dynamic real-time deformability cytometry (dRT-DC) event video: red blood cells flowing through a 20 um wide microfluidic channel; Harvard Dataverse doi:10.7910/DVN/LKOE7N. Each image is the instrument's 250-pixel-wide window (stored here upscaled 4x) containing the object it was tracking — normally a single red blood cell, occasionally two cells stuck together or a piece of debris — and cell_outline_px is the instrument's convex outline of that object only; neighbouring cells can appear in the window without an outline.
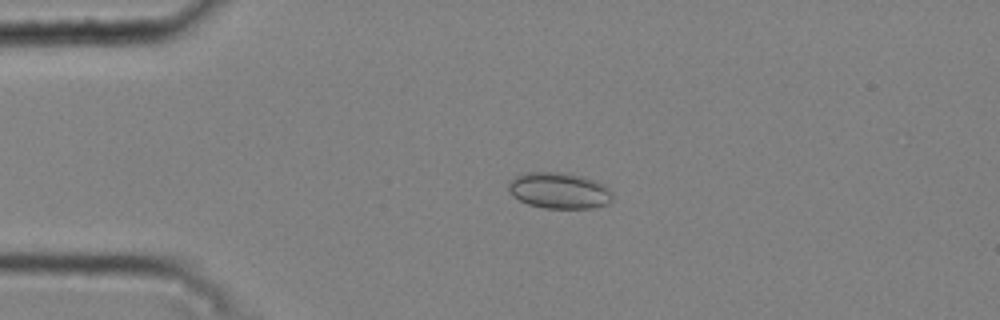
{"species": "common noctule bat (a hibernating species)", "species_latin": "Nyctalus noctula", "temperature_condition": "cold", "stored_images_in_passage": 50, "camera_frame_rate_fps": 3000, "um_per_image_px": 0.085, "animal": {"sex": "male", "body_mass_g": 20.4}, "frame": {"image": 1, "passage_image": 11, "time_ms": 3.333, "image_size_px": [1000, 320], "cell_outline_px": [[612, 200], [608, 204], [592, 208], [544, 208], [528, 204], [512, 196], [508, 192], [508, 184], [516, 176], [524, 172], [560, 172], [580, 176], [604, 184], [612, 192]], "centroid_in_image_um": [47.51, 16.2], "position_along_channel_um": 37.5, "area_um2": 21.91}}
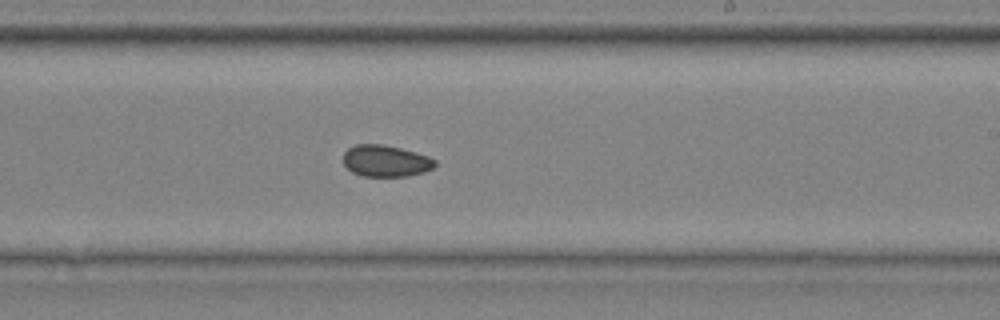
{"frame": {"image": 2, "passage_image": 31, "time_ms": 10.0, "image_size_px": [1000, 320], "cell_outline_px": [[436, 164], [432, 168], [424, 172], [408, 176], [364, 176], [352, 172], [344, 164], [344, 152], [348, 148], [356, 144], [384, 144], [416, 152], [428, 156], [436, 160]], "centroid_in_image_um": [32.79, 13.67], "position_along_channel_um": 256.2, "area_um2": 16.88}}
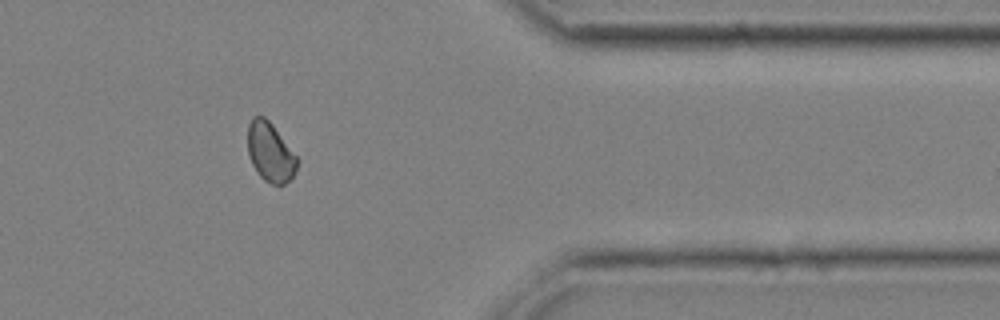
{"frame": {"image": 3, "passage_image": 43, "time_ms": 14.0, "image_size_px": [1000, 320], "cell_outline_px": [[300, 160], [292, 176], [284, 184], [272, 184], [264, 180], [260, 176], [252, 164], [248, 156], [248, 124], [252, 116], [264, 116], [272, 124]], "centroid_in_image_um": [22.96, 12.92], "position_along_channel_um": 388.4, "area_um2": 16.99}, "authors_computed_cell_mechanics": {"area_um2": 17.2244, "velocity_mm_per_s": 3.7475, "shape_relaxation_time_tau1_ms": null, "shape_relaxation_time_tau2_ms": 4.6769, "deformation_change_tau1": null, "deformation_change_tau2": 0.0609}}